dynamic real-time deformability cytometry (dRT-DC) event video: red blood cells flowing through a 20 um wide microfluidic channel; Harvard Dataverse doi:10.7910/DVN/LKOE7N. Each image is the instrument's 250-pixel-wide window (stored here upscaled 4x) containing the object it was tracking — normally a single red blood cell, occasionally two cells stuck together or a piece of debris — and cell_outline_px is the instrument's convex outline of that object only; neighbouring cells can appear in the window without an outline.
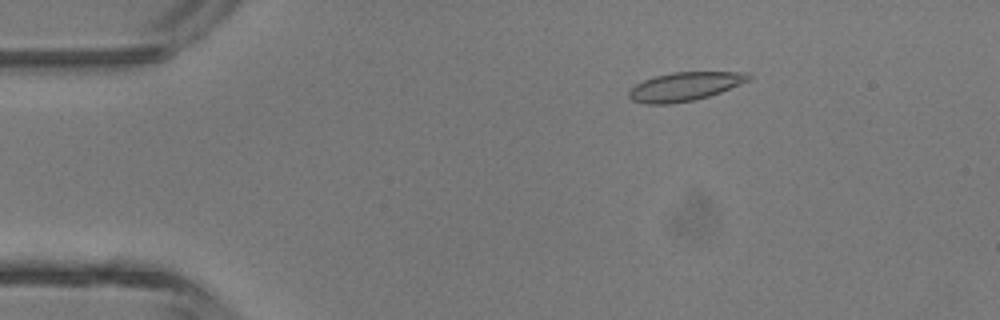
{"species": "common noctule bat (a hibernating species)", "species_latin": "Nyctalus noctula", "temperature_condition": "room temperature", "stored_images_in_passage": 5, "camera_frame_rate_fps": 3000, "um_per_image_px": 0.085, "animal": {"sex": "male", "body_mass_g": 13.3}, "frame": {"image": 1, "passage_image": 3, "time_ms": 2.333, "image_size_px": [1000, 320], "cell_outline_px": [[752, 76], [748, 80], [720, 92], [708, 96], [692, 100], [668, 104], [648, 104], [632, 100], [628, 96], [628, 92], [636, 84], [644, 80], [656, 76], [672, 72], [748, 72]], "centroid_in_image_um": [58.18, 7.35], "position_along_channel_um": 26.8, "area_um2": 19.65}}